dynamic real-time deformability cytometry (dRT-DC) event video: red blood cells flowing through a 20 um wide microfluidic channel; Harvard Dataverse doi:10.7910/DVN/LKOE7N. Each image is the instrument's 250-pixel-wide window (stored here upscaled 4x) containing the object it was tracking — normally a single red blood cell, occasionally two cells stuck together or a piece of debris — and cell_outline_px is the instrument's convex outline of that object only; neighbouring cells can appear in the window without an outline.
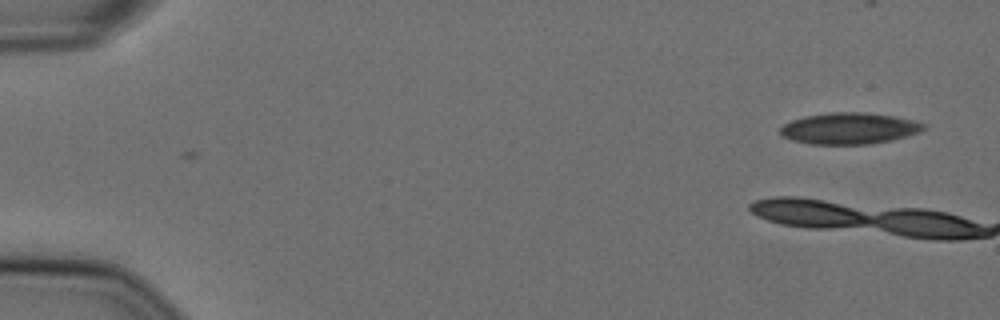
{"species": "Egyptian fruit bat (a non-hibernating species)", "species_latin": "Rousettus aegyptiacus", "temperature_condition": "cold", "stored_images_in_passage": 2, "camera_frame_rate_fps": 3000, "um_per_image_px": 0.085, "animal": {"sex": "female"}, "frame": {"image": 1, "passage_image": 1, "time_ms": 0.0, "image_size_px": [1000, 320], "cell_outline_px": [[928, 128], [920, 132], [892, 140], [868, 144], [808, 144], [792, 140], [780, 136], [780, 128], [784, 124], [792, 120], [804, 116], [828, 112], [860, 112], [896, 116], [912, 120], [924, 124]], "centroid_in_image_um": [72.17, 10.91], "position_along_channel_um": 12.8, "area_um2": 26.36}}